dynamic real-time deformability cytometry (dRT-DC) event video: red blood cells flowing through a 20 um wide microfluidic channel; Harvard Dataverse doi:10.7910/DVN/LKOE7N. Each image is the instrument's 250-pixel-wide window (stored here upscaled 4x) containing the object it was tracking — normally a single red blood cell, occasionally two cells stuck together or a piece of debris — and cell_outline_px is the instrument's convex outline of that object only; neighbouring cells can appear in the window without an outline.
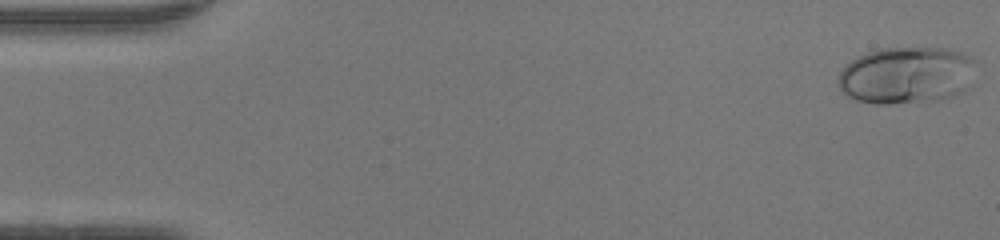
{"species": "human", "species_latin": "Homo sapiens", "temperature_condition": "warm", "stored_images_in_passage": 48, "camera_frame_rate_fps": 3000, "um_per_image_px": 0.085, "donor": {"sex": "female"}, "frame": {"image": 1, "passage_image": 1, "time_ms": 0.0, "image_size_px": [1000, 240], "cell_outline_px": [[976, 60], [964, 88], [960, 92], [952, 96], [936, 100], [888, 104], [876, 104], [856, 100], [848, 96], [840, 88], [836, 80], [840, 72], [856, 56], [880, 48], [944, 48], [964, 52]], "centroid_in_image_um": [76.99, 6.38], "position_along_channel_um": 8.0, "area_um2": 45.43}}
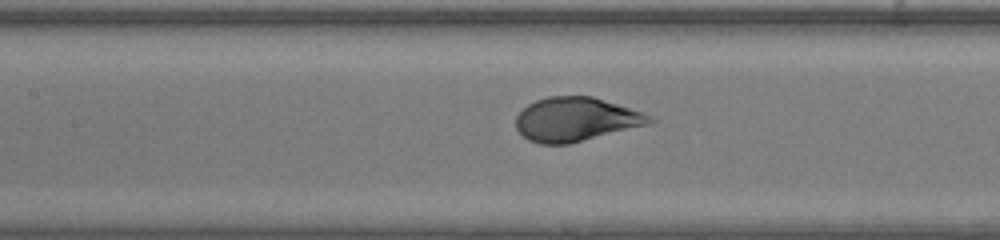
{"frame": {"image": 2, "passage_image": 22, "time_ms": 7.0, "image_size_px": [1000, 240], "cell_outline_px": [[656, 120], [652, 124], [568, 144], [540, 144], [528, 140], [516, 128], [516, 116], [528, 104], [536, 100], [548, 96], [592, 96], [652, 116]], "centroid_in_image_um": [48.95, 10.15], "position_along_channel_um": 158.5, "area_um2": 34.1}}
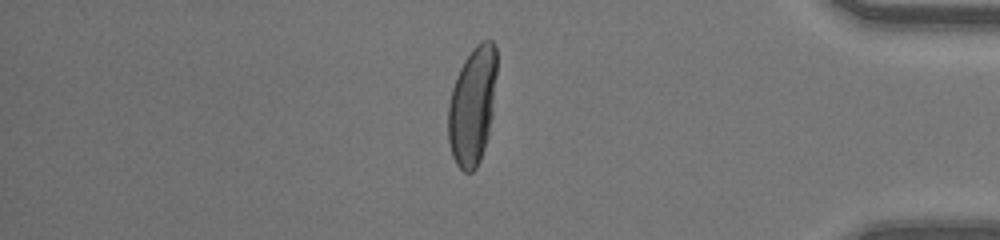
{"frame": {"image": 3, "passage_image": 41, "time_ms": 13.333, "image_size_px": [1000, 240], "cell_outline_px": [[496, 76], [492, 116], [488, 136], [480, 160], [476, 168], [472, 172], [464, 172], [456, 164], [452, 156], [448, 140], [448, 104], [452, 88], [456, 76], [464, 60], [472, 48], [480, 40], [492, 40], [496, 48]], "centroid_in_image_um": [40.15, 8.98], "position_along_channel_um": 395.1, "area_um2": 33.7}, "authors_computed_cell_mechanics": {"area_um2": 35.6048, "velocity_mm_per_s": 4.256, "shape_relaxation_time_tau1_ms": 3.7414, "shape_relaxation_time_tau2_ms": null, "deformation_change_tau1": 0.2441, "deformation_change_tau2": null}}